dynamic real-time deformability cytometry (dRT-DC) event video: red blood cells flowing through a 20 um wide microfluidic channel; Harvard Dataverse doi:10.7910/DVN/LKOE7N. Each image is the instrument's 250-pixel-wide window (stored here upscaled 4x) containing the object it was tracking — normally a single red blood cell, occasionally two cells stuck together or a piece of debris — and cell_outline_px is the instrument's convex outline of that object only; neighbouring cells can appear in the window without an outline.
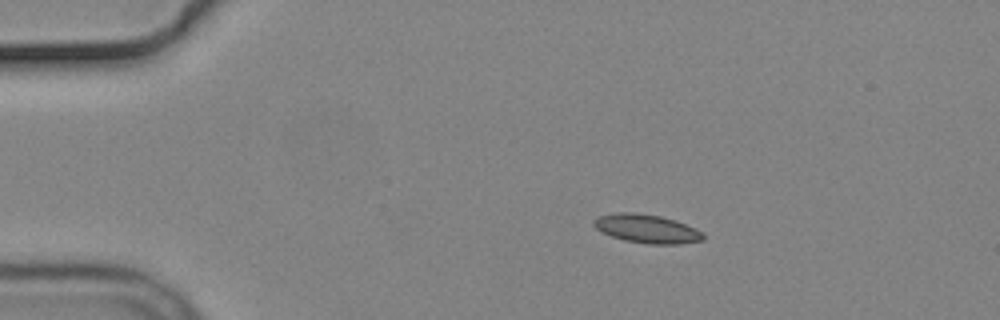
{"species": "common noctule bat (a hibernating species)", "species_latin": "Nyctalus noctula", "temperature_condition": "cold", "stored_images_in_passage": 46, "camera_frame_rate_fps": 3000, "um_per_image_px": 0.085, "animal": {"sex": "male", "body_mass_g": 19.2, "forearm_length_mm": 51.8}, "frame": {"image": 1, "passage_image": 1, "time_ms": 0.0, "image_size_px": [1000, 320], "cell_outline_px": [[704, 240], [680, 244], [648, 244], [624, 240], [600, 232], [592, 224], [592, 220], [600, 216], [616, 212], [636, 212], [660, 216], [676, 220], [696, 228], [704, 232]], "centroid_in_image_um": [54.99, 19.44], "position_along_channel_um": 30.0, "area_um2": 18.5}}
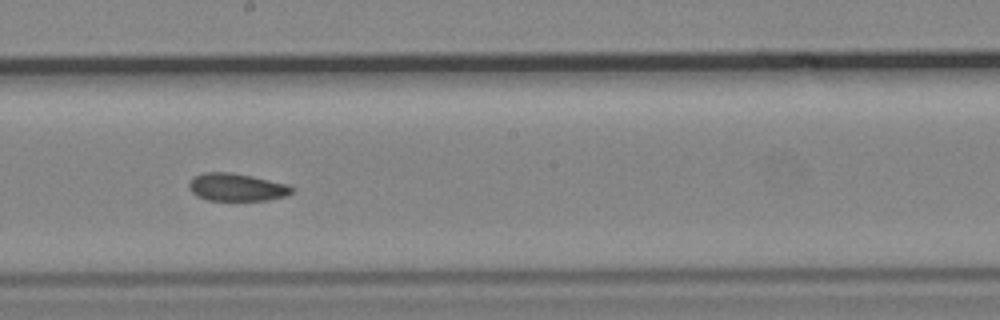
{"frame": {"image": 2, "passage_image": 22, "time_ms": 7.0, "image_size_px": [1000, 320], "cell_outline_px": [[296, 188], [292, 192], [284, 196], [268, 200], [208, 200], [196, 196], [188, 188], [188, 184], [192, 176], [204, 172], [228, 172], [252, 176], [288, 184]], "centroid_in_image_um": [20.09, 15.9], "position_along_channel_um": 228.1, "area_um2": 16.7}}
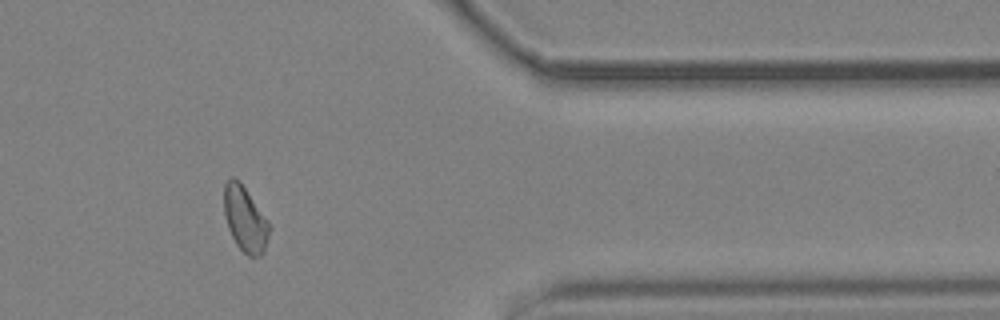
{"frame": {"image": 3, "passage_image": 37, "time_ms": 12.0, "image_size_px": [1000, 320], "cell_outline_px": [[272, 228], [264, 252], [260, 256], [248, 256], [236, 244], [228, 228], [224, 216], [224, 184], [232, 176], [244, 188], [268, 220]], "centroid_in_image_um": [20.85, 18.67], "position_along_channel_um": 390.6, "area_um2": 17.11}, "authors_computed_cell_mechanics": {"area_um2": 17.3111, "velocity_mm_per_s": 3.676, "shape_relaxation_time_tau1_ms": null, "shape_relaxation_time_tau2_ms": 5.1454, "deformation_change_tau1": null, "deformation_change_tau2": 0.098}}